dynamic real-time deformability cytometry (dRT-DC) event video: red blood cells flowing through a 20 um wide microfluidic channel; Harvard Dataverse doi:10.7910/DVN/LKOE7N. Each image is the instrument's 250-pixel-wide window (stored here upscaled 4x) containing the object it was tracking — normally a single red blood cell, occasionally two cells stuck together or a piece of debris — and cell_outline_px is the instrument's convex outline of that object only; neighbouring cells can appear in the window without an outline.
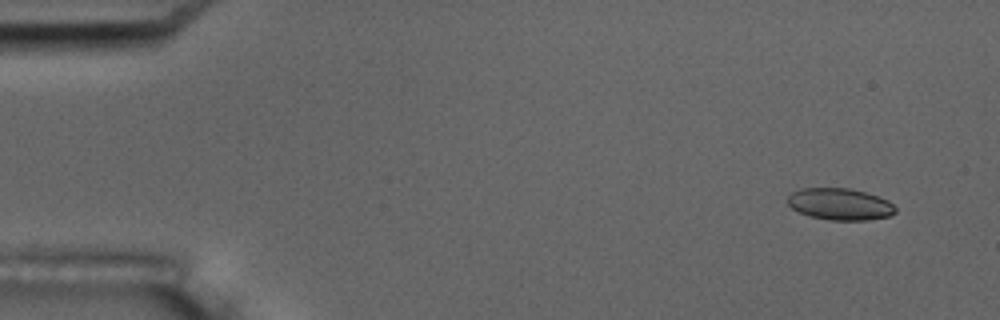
{"species": "common noctule bat (a hibernating species)", "species_latin": "Nyctalus noctula", "temperature_condition": "room temperature", "stored_images_in_passage": 3, "camera_frame_rate_fps": 3000, "um_per_image_px": 0.085, "animal": {"sex": "male", "body_mass_g": 17.5, "forearm_length_mm": 52.3}, "frame": {"image": 1, "passage_image": 1, "time_ms": 0.0, "image_size_px": [1000, 320], "cell_outline_px": [[896, 212], [888, 216], [868, 220], [828, 220], [808, 216], [792, 208], [788, 204], [788, 196], [792, 192], [800, 188], [848, 188], [864, 192], [888, 200], [896, 208]], "centroid_in_image_um": [71.37, 17.35], "position_along_channel_um": 13.6, "area_um2": 19.88}}